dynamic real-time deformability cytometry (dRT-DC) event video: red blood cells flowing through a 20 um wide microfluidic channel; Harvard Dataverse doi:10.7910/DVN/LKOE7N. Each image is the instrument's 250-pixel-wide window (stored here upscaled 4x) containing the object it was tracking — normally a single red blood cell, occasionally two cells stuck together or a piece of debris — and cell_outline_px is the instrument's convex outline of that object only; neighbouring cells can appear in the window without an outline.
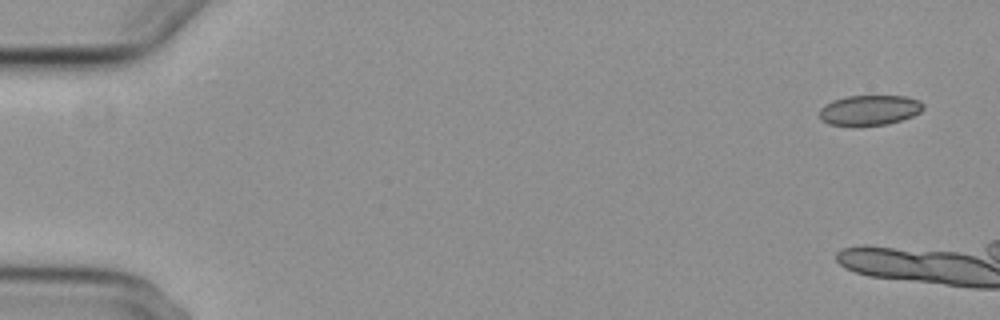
{"species": "common noctule bat (a hibernating species)", "species_latin": "Nyctalus noctula", "temperature_condition": "cold", "stored_images_in_passage": 7, "camera_frame_rate_fps": 3000, "um_per_image_px": 0.085, "animal": {"sex": "female", "body_mass_g": 29.2, "forearm_length_mm": 56.3}, "frame": {"image": 1, "passage_image": 1, "time_ms": 0.0, "image_size_px": [1000, 320], "cell_outline_px": [[924, 108], [920, 112], [912, 116], [888, 124], [856, 128], [828, 124], [820, 120], [820, 108], [832, 100], [848, 96], [904, 96], [920, 100], [924, 104]], "centroid_in_image_um": [73.88, 9.4], "position_along_channel_um": 11.1, "area_um2": 18.79}}